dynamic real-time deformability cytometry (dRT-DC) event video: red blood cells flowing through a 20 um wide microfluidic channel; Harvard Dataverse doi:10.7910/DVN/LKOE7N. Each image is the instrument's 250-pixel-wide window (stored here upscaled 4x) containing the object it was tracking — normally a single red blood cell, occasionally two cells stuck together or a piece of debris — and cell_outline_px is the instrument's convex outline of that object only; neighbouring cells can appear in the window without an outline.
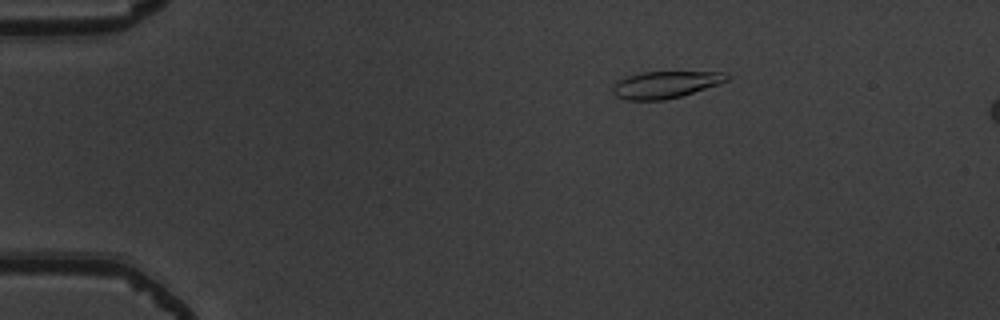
{"species": "common noctule bat (a hibernating species)", "species_latin": "Nyctalus noctula", "temperature_condition": "warm", "stored_images_in_passage": 6, "camera_frame_rate_fps": 3000, "um_per_image_px": 0.085, "animal": {"sex": "male", "body_mass_g": 19.5, "forearm_length_mm": 54.6}, "frame": {"image": 1, "passage_image": 3, "time_ms": 0.667, "image_size_px": [1000, 320], "cell_outline_px": [[732, 76], [728, 80], [720, 84], [680, 96], [664, 100], [624, 100], [616, 96], [612, 92], [612, 84], [628, 76], [640, 72], [724, 72]], "centroid_in_image_um": [56.56, 7.19], "position_along_channel_um": 28.4, "area_um2": 17.98}}